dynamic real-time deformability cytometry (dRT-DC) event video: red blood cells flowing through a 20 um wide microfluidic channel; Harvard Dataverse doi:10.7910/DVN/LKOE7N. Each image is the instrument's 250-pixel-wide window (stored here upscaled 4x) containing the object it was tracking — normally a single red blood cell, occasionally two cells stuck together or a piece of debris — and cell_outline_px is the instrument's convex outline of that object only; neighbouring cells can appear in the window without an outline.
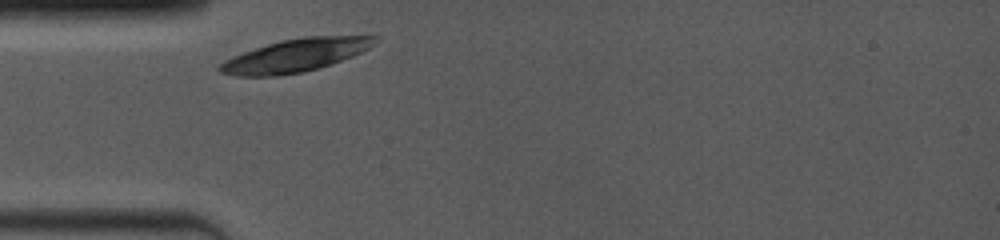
{"species": "common noctule bat (a hibernating species)", "species_latin": "Nyctalus noctula", "temperature_condition": "room temperature", "stored_images_in_passage": 1, "camera_frame_rate_fps": 4000, "um_per_image_px": 0.085, "animal": {"sex": "female", "body_mass_g": 19.0, "forearm_length_mm": 53.3}, "frame": {"image": 1, "passage_image": 1, "time_ms": 0.0, "image_size_px": [1000, 240], "cell_outline_px": [[380, 40], [376, 44], [352, 56], [332, 64], [320, 68], [304, 72], [276, 76], [236, 76], [220, 72], [216, 68], [224, 60], [232, 56], [280, 40], [304, 36], [380, 36]], "centroid_in_image_um": [25.13, 4.71], "position_along_channel_um": 59.9, "area_um2": 29.82}}